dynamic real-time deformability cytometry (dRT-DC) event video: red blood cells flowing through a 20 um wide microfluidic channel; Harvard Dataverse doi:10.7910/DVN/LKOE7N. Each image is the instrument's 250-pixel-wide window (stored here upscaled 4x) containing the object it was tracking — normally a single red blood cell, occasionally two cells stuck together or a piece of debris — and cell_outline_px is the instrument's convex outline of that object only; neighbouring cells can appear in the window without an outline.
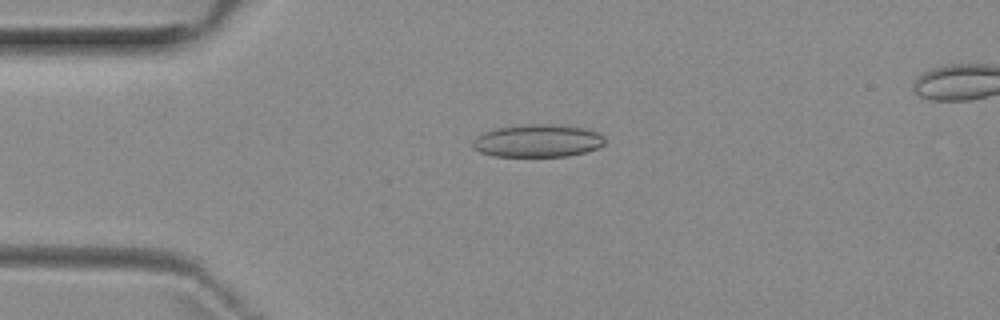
{"species": "common noctule bat (a hibernating species)", "species_latin": "Nyctalus noctula", "temperature_condition": "room temperature", "stored_images_in_passage": 8, "camera_frame_rate_fps": 3000, "um_per_image_px": 0.085, "animal": {"sex": "female", "body_mass_g": 29.2, "forearm_length_mm": 56.3}, "frame": {"image": 1, "passage_image": 4, "time_ms": 3.333, "image_size_px": [1000, 320], "cell_outline_px": [[604, 144], [596, 148], [584, 152], [568, 156], [492, 156], [480, 152], [472, 148], [472, 140], [476, 136], [484, 132], [496, 128], [532, 124], [556, 124], [584, 128], [596, 132], [604, 136]], "centroid_in_image_um": [45.66, 11.97], "position_along_channel_um": 39.3, "area_um2": 25.14}}
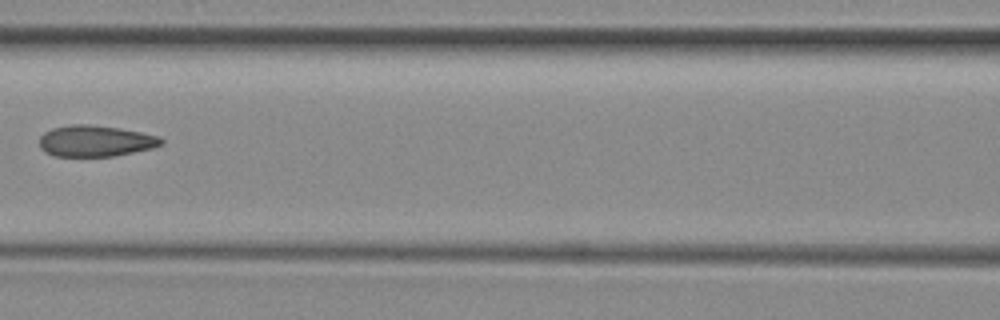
{"frame": {"image": 2, "passage_image": 7, "time_ms": 7.0, "image_size_px": [1000, 320], "cell_outline_px": [[164, 144], [152, 148], [112, 156], [56, 156], [40, 148], [40, 136], [44, 132], [52, 128], [72, 124], [88, 124], [120, 128], [160, 136], [164, 140]], "centroid_in_image_um": [8.13, 11.97], "position_along_channel_um": 158.5, "area_um2": 22.08}}
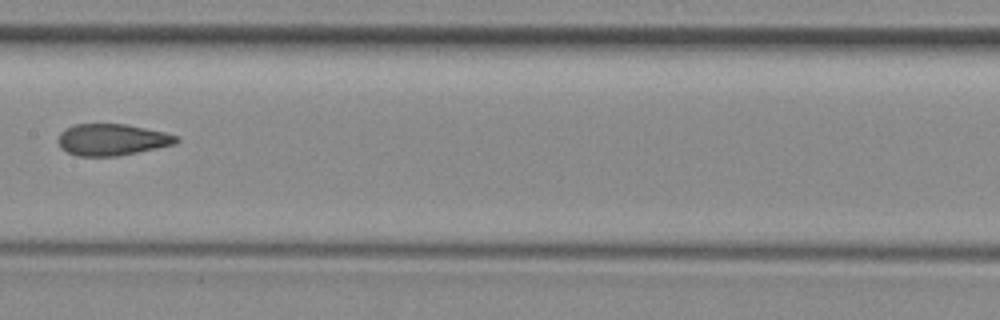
{"frame": {"image": 3, "passage_image": 8, "time_ms": 8.0, "image_size_px": [1000, 320], "cell_outline_px": [[180, 140], [176, 144], [116, 156], [76, 156], [60, 148], [56, 140], [60, 132], [64, 128], [76, 124], [128, 124], [164, 132], [176, 136]], "centroid_in_image_um": [9.47, 11.86], "position_along_channel_um": 197.9, "area_um2": 21.85}}